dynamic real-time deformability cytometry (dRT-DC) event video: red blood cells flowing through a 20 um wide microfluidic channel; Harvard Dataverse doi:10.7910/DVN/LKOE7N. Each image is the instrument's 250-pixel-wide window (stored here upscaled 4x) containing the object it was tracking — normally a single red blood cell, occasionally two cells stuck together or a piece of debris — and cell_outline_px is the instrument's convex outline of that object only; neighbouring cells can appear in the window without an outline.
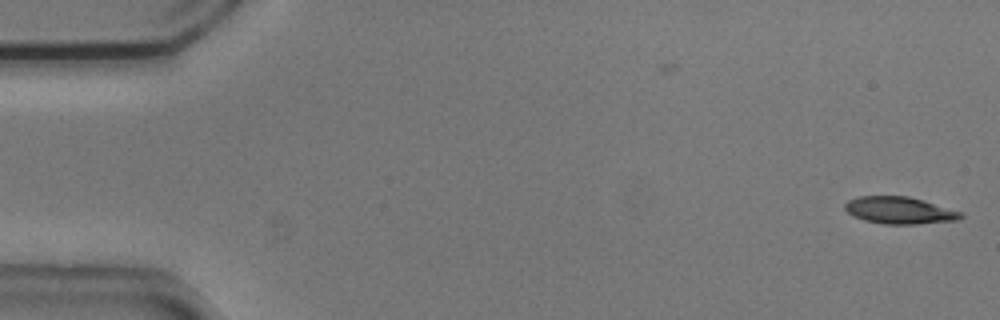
{"species": "common noctule bat (a hibernating species)", "species_latin": "Nyctalus noctula", "temperature_condition": "cold", "stored_images_in_passage": 6, "camera_frame_rate_fps": 3000, "um_per_image_px": 0.085, "animal": {"sex": "male", "body_mass_g": 20.5, "forearm_length_mm": 52.5}, "frame": {"image": 1, "passage_image": 6, "time_ms": 1.667, "image_size_px": [1000, 320], "cell_outline_px": [[964, 216], [960, 220], [916, 224], [884, 224], [864, 220], [852, 216], [844, 208], [844, 204], [848, 200], [860, 196], [908, 196], [964, 212]], "centroid_in_image_um": [76.48, 17.88], "position_along_channel_um": 8.5, "area_um2": 18.38}}